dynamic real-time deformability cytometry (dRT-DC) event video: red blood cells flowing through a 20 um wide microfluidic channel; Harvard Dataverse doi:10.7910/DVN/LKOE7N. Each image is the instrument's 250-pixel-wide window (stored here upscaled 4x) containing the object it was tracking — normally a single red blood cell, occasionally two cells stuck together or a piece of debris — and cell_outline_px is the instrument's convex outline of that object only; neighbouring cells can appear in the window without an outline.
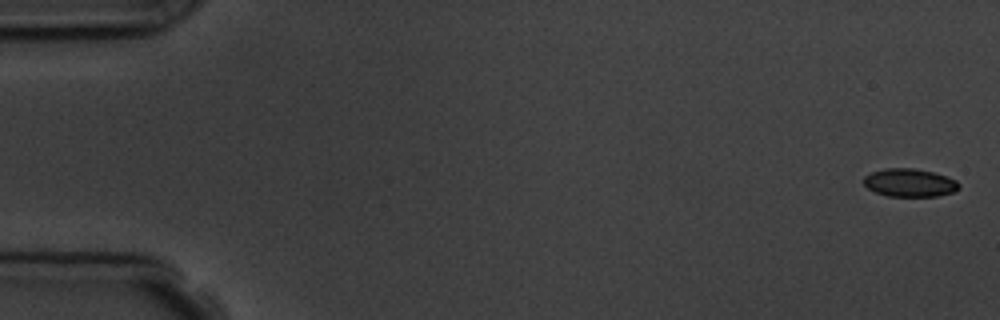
{"species": "common noctule bat (a hibernating species)", "species_latin": "Nyctalus noctula", "temperature_condition": "room temperature", "stored_images_in_passage": 5, "camera_frame_rate_fps": 3000, "um_per_image_px": 0.085, "animal": {"sex": "male", "body_mass_g": 19.5, "forearm_length_mm": 54.6}, "frame": {"image": 1, "passage_image": 1, "time_ms": 0.0, "image_size_px": [1000, 320], "cell_outline_px": [[960, 188], [952, 192], [936, 196], [888, 196], [876, 192], [868, 188], [864, 184], [864, 176], [872, 172], [884, 168], [912, 168], [932, 172], [948, 176], [956, 180], [960, 184]], "centroid_in_image_um": [77.33, 15.52], "position_along_channel_um": 7.7, "area_um2": 15.55}}